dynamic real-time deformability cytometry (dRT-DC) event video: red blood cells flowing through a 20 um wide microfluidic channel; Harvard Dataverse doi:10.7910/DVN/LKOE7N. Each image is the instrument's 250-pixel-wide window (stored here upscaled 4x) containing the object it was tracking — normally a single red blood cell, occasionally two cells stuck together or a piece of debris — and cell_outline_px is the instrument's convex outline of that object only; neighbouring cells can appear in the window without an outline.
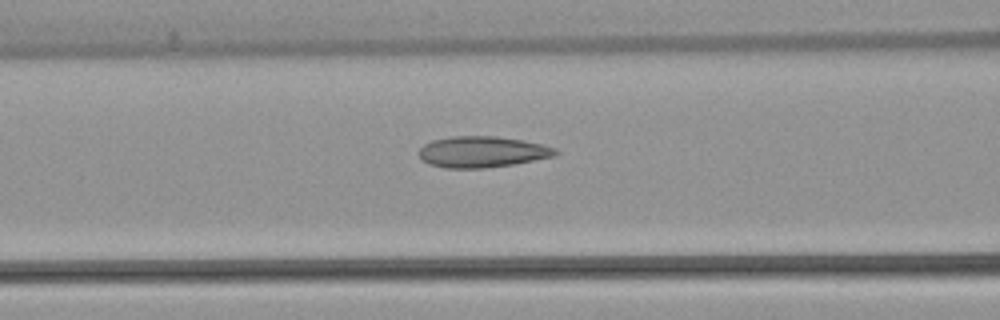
{"species": "common noctule bat (a hibernating species)", "species_latin": "Nyctalus noctula", "temperature_condition": "warm", "stored_images_in_passage": 31, "camera_frame_rate_fps": 3000, "um_per_image_px": 0.085, "animal": {"sex": "female", "body_mass_g": 22.7, "forearm_length_mm": 54.2}, "frame": {"image": 1, "passage_image": 10, "time_ms": 3.0, "image_size_px": [1000, 320], "cell_outline_px": [[560, 152], [556, 156], [512, 164], [484, 168], [444, 168], [428, 164], [416, 152], [424, 144], [432, 140], [452, 136], [496, 136], [524, 140], [544, 144], [556, 148]], "centroid_in_image_um": [41.0, 12.9], "position_along_channel_um": 125.6, "area_um2": 24.97}}
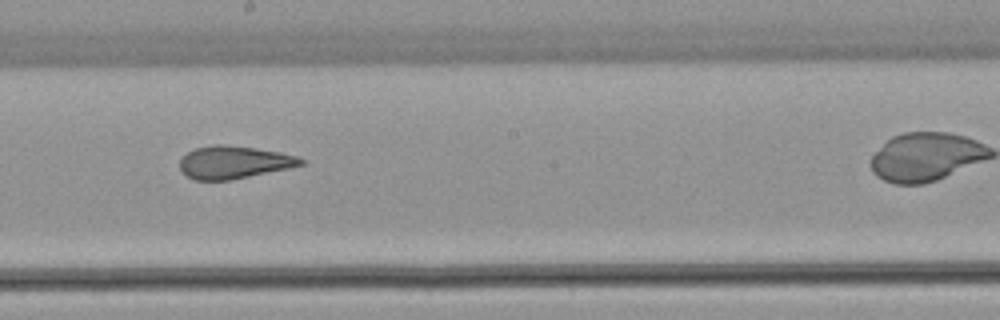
{"frame": {"image": 2, "passage_image": 18, "time_ms": 5.667, "image_size_px": [1000, 320], "cell_outline_px": [[304, 164], [288, 168], [228, 180], [192, 180], [180, 172], [180, 160], [188, 152], [196, 148], [212, 144], [220, 144], [256, 148], [280, 152], [296, 156], [304, 160]], "centroid_in_image_um": [19.83, 13.79], "position_along_channel_um": 228.4, "area_um2": 22.89}}
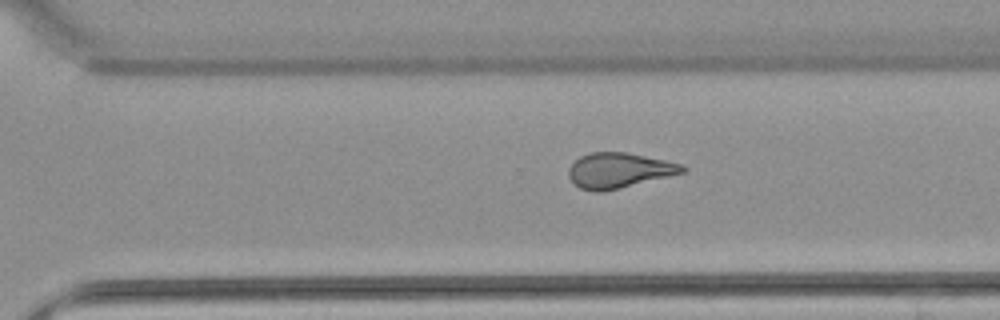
{"frame": {"image": 3, "passage_image": 25, "time_ms": 8.0, "image_size_px": [1000, 320], "cell_outline_px": [[688, 168], [684, 172], [620, 188], [600, 192], [592, 192], [580, 188], [568, 176], [568, 168], [580, 156], [592, 152], [624, 152], [664, 160], [680, 164]], "centroid_in_image_um": [52.58, 14.49], "position_along_channel_um": 318.0, "area_um2": 23.0}}